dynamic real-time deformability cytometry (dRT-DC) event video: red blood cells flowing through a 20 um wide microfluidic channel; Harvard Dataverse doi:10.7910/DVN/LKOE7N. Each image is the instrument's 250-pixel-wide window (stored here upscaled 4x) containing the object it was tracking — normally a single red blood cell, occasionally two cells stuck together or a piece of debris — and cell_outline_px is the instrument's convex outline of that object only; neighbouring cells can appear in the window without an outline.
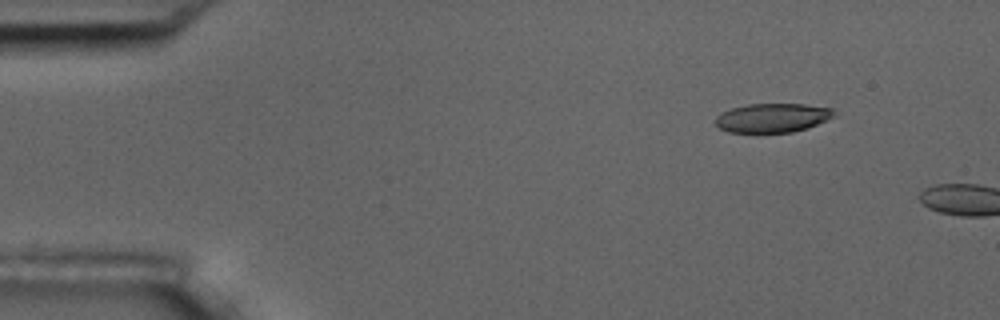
{"species": "common noctule bat (a hibernating species)", "species_latin": "Nyctalus noctula", "temperature_condition": "room temperature", "stored_images_in_passage": 4, "camera_frame_rate_fps": 3000, "um_per_image_px": 0.085, "animal": {"sex": "male", "body_mass_g": 17.5, "forearm_length_mm": 52.3}, "frame": {"image": 1, "passage_image": 1, "time_ms": 0.0, "image_size_px": [1000, 320], "cell_outline_px": [[836, 116], [808, 128], [792, 132], [728, 132], [720, 128], [716, 124], [716, 116], [732, 108], [748, 104], [804, 104], [832, 108]], "centroid_in_image_um": [65.69, 10.01], "position_along_channel_um": 19.3, "area_um2": 19.94}}